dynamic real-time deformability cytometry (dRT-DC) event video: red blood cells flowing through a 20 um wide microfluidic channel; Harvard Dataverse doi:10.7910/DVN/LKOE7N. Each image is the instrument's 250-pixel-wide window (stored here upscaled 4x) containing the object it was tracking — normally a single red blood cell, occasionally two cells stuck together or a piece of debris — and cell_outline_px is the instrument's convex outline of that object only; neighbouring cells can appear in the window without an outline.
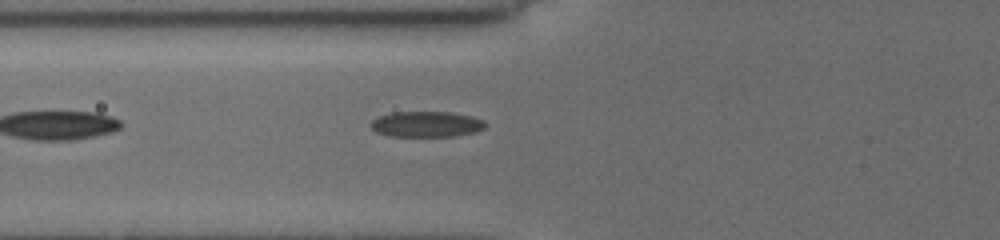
{"species": "common noctule bat (a hibernating species)", "species_latin": "Nyctalus noctula", "temperature_condition": "cold", "stored_images_in_passage": 34, "camera_frame_rate_fps": 3000, "um_per_image_px": 0.085, "animal": {"sex": "female", "body_mass_g": 19.5, "forearm_length_mm": 54.1}, "frame": {"image": 1, "passage_image": 3, "time_ms": 0.667, "image_size_px": [1000, 240], "cell_outline_px": [[484, 128], [476, 132], [452, 136], [392, 136], [376, 132], [372, 128], [372, 120], [380, 116], [392, 112], [448, 112], [472, 116], [484, 120]], "centroid_in_image_um": [36.26, 10.55], "position_along_channel_um": 89.5, "area_um2": 16.94}}
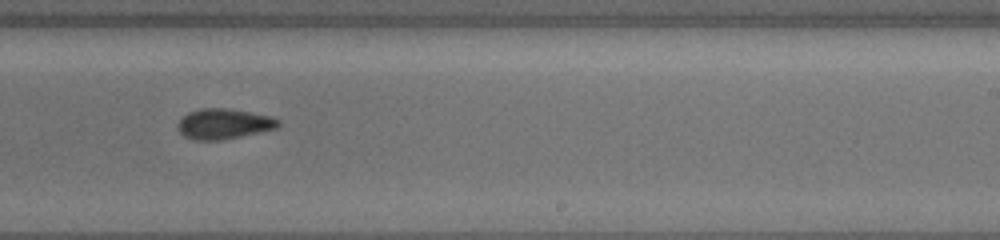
{"frame": {"image": 2, "passage_image": 16, "time_ms": 5.333, "image_size_px": [1000, 240], "cell_outline_px": [[280, 124], [276, 128], [260, 132], [220, 140], [192, 140], [184, 136], [180, 132], [176, 124], [180, 116], [188, 112], [200, 108], [228, 108], [272, 116], [280, 120]], "centroid_in_image_um": [18.98, 10.51], "position_along_channel_um": 270.0, "area_um2": 17.98}}
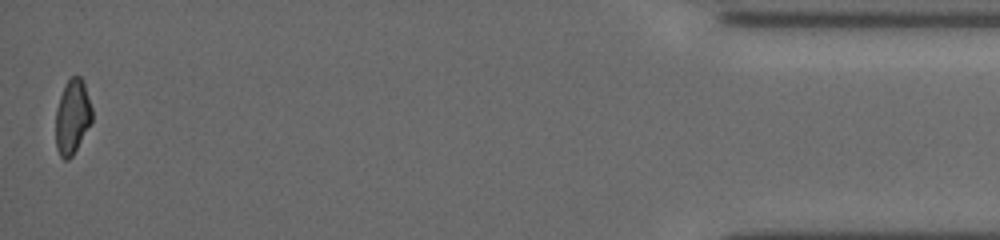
{"frame": {"image": 3, "passage_image": 34, "time_ms": 11.333, "image_size_px": [1000, 240], "cell_outline_px": [[92, 120], [72, 156], [68, 160], [64, 160], [60, 156], [56, 148], [56, 108], [64, 84], [72, 76], [80, 76], [84, 84], [92, 108]], "centroid_in_image_um": [6.13, 9.93], "position_along_channel_um": 429.1, "area_um2": 15.66}, "authors_computed_cell_mechanics": {"area_um2": 16.9354, "velocity_mm_per_s": 3.8726, "shape_relaxation_time_tau1_ms": 3.5331, "shape_relaxation_time_tau2_ms": 5.3777, "deformation_change_tau1": 0.1198, "deformation_change_tau2": 0.1158}}